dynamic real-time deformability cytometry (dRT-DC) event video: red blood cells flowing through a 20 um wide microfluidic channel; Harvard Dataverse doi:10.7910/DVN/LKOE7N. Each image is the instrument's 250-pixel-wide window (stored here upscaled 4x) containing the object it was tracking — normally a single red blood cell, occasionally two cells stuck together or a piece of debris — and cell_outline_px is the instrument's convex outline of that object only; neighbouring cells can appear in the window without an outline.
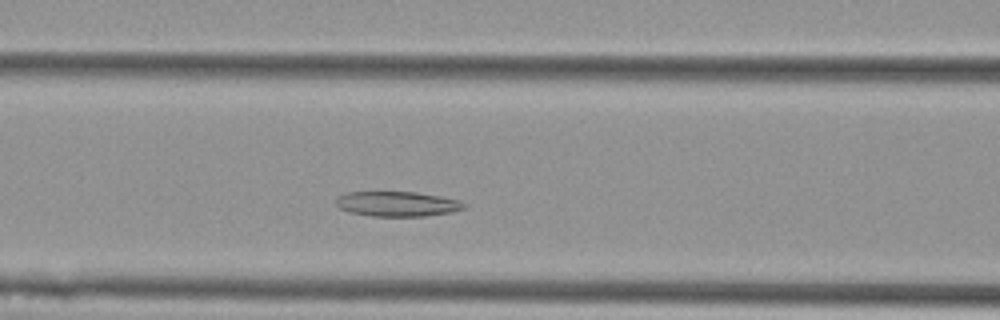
{"species": "Egyptian fruit bat (a non-hibernating species)", "species_latin": "Rousettus aegyptiacus", "temperature_condition": "cold", "stored_images_in_passage": 46, "camera_frame_rate_fps": 3000, "um_per_image_px": 0.085, "animal": {"sex": "female"}, "frame": {"image": 1, "passage_image": 13, "time_ms": 4.0, "image_size_px": [1000, 320], "cell_outline_px": [[468, 204], [464, 208], [452, 212], [428, 216], [372, 216], [348, 212], [340, 208], [336, 204], [336, 196], [348, 192], [416, 192], [440, 196], [460, 200]], "centroid_in_image_um": [33.78, 17.33], "position_along_channel_um": 132.8, "area_um2": 18.79}}
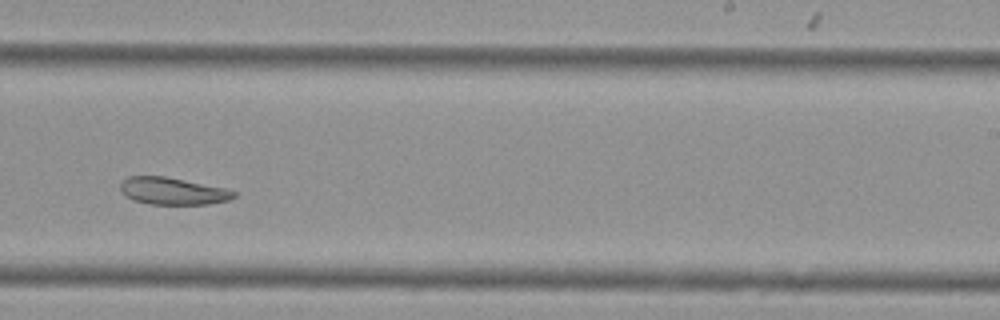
{"frame": {"image": 2, "passage_image": 25, "time_ms": 8.0, "image_size_px": [1000, 320], "cell_outline_px": [[236, 196], [228, 200], [208, 204], [148, 204], [132, 200], [120, 192], [120, 184], [128, 176], [164, 176], [224, 188], [236, 192]], "centroid_in_image_um": [14.64, 16.25], "position_along_channel_um": 274.4, "area_um2": 17.86}}
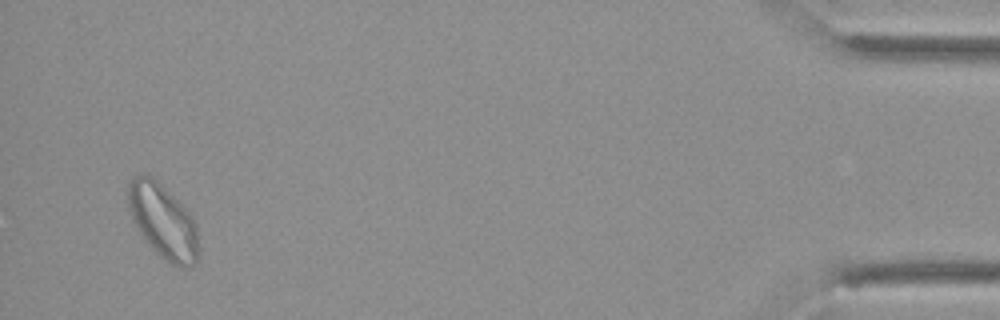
{"frame": {"image": 3, "passage_image": 44, "time_ms": 14.333, "image_size_px": [1000, 320], "cell_outline_px": [[200, 256], [196, 264], [192, 268], [180, 268], [172, 264], [156, 252], [140, 236], [132, 220], [128, 208], [128, 184], [132, 176], [152, 176], [188, 212], [196, 224], [200, 248]], "centroid_in_image_um": [13.87, 18.89], "position_along_channel_um": 421.3, "area_um2": 30.69}, "authors_computed_cell_mechanics": {"area_um2": 21.1259, "velocity_mm_per_s": 3.556, "shape_relaxation_time_tau1_ms": null, "shape_relaxation_time_tau2_ms": 8.2957, "deformation_change_tau1": null, "deformation_change_tau2": 0.1331}}